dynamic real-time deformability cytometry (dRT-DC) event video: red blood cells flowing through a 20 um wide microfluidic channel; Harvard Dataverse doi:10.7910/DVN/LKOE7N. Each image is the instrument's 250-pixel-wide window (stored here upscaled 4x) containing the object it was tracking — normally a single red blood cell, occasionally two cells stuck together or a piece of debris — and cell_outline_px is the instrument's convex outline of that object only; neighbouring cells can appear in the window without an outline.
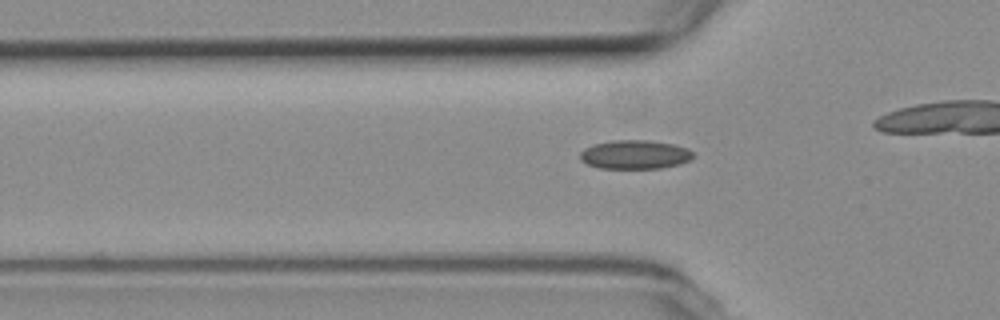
{"species": "common noctule bat (a hibernating species)", "species_latin": "Nyctalus noctula", "temperature_condition": "room temperature", "stored_images_in_passage": 42, "camera_frame_rate_fps": 3000, "um_per_image_px": 0.085, "animal": {"sex": "female", "body_mass_g": 19.3, "forearm_length_mm": 54.1}, "frame": {"image": 1, "passage_image": 17, "time_ms": 5.333, "image_size_px": [1000, 320], "cell_outline_px": [[692, 156], [688, 160], [680, 164], [660, 168], [600, 168], [588, 164], [580, 160], [580, 152], [584, 148], [592, 144], [612, 140], [648, 140], [676, 144], [688, 148], [692, 152]], "centroid_in_image_um": [53.94, 13.12], "position_along_channel_um": 71.9, "area_um2": 19.07}}
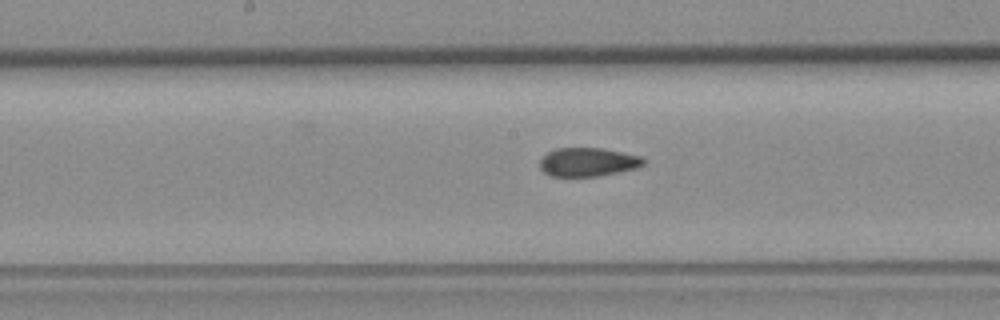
{"frame": {"image": 2, "passage_image": 27, "time_ms": 8.667, "image_size_px": [1000, 320], "cell_outline_px": [[644, 164], [636, 168], [600, 176], [552, 176], [544, 172], [540, 168], [540, 160], [548, 152], [556, 148], [600, 148], [640, 156], [644, 160]], "centroid_in_image_um": [49.95, 13.78], "position_along_channel_um": 198.3, "area_um2": 17.11}}
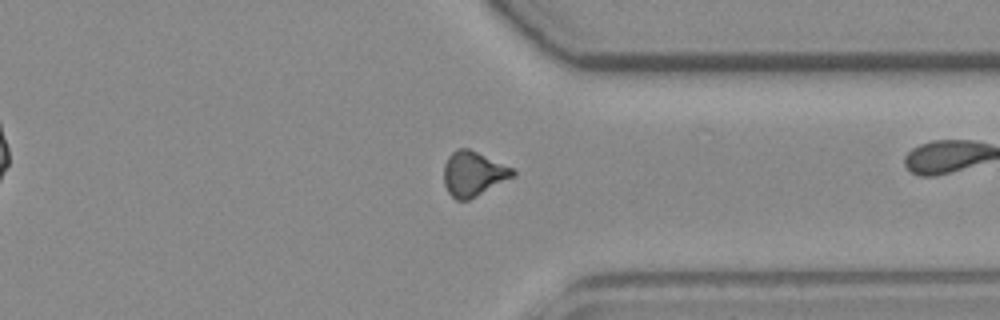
{"frame": {"image": 3, "passage_image": 41, "time_ms": 13.333, "image_size_px": [1000, 320], "cell_outline_px": [[516, 176], [468, 200], [456, 200], [448, 192], [444, 184], [444, 164], [448, 156], [456, 148], [468, 148], [512, 168], [516, 172]], "centroid_in_image_um": [40.22, 14.77], "position_along_channel_um": 371.2, "area_um2": 17.92}}